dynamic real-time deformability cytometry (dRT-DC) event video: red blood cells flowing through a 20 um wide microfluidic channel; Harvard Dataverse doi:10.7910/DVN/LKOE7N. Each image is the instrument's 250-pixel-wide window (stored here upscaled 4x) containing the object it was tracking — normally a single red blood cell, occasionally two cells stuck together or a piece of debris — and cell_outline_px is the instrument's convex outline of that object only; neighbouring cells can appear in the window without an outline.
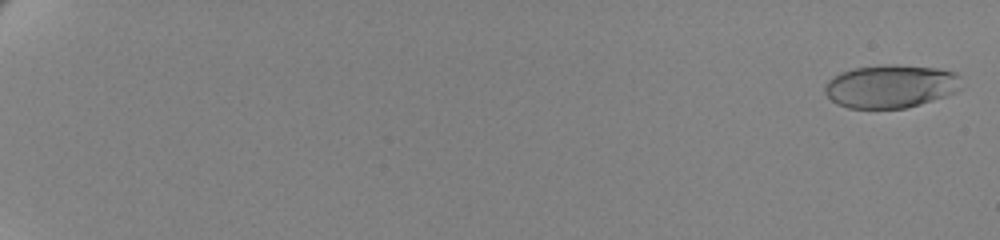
{"species": "human", "species_latin": "Homo sapiens", "temperature_condition": "cold", "stored_images_in_passage": 62, "camera_frame_rate_fps": 3000, "um_per_image_px": 0.085, "donor": {"sex": "female"}, "frame": {"image": 1, "passage_image": 1, "time_ms": 0.0, "image_size_px": [1000, 240], "cell_outline_px": [[960, 76], [956, 92], [920, 104], [904, 108], [848, 108], [836, 104], [824, 92], [824, 88], [828, 80], [840, 72], [852, 68], [884, 64], [896, 64], [936, 68], [956, 72]], "centroid_in_image_um": [75.66, 7.32], "position_along_channel_um": 9.3, "area_um2": 34.33}}
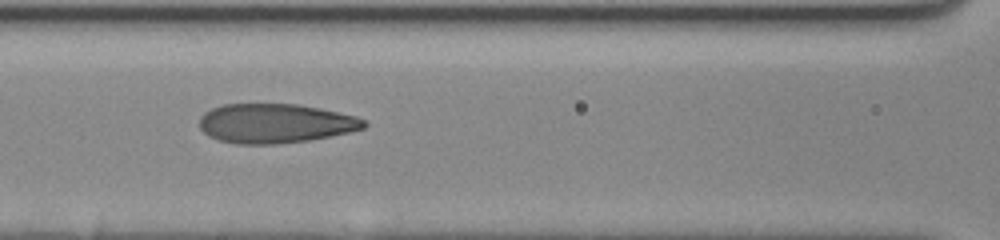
{"frame": {"image": 2, "passage_image": 32, "time_ms": 10.333, "image_size_px": [1000, 240], "cell_outline_px": [[368, 124], [364, 128], [348, 132], [308, 140], [276, 144], [236, 144], [220, 140], [208, 136], [200, 128], [200, 116], [204, 112], [212, 108], [224, 104], [296, 104], [320, 108], [356, 116], [364, 120]], "centroid_in_image_um": [23.37, 10.48], "position_along_channel_um": 143.2, "area_um2": 37.63}}
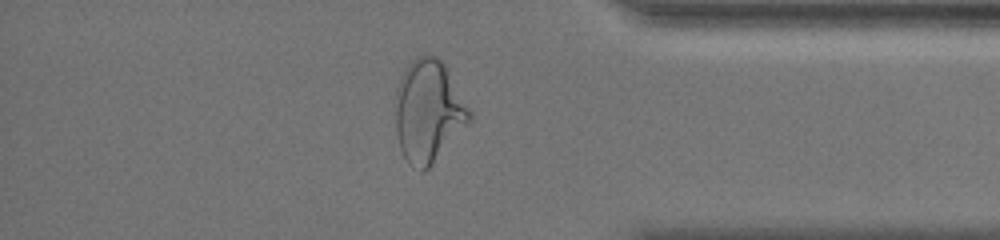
{"frame": {"image": 3, "passage_image": 55, "time_ms": 18.0, "image_size_px": [1000, 240], "cell_outline_px": [[472, 116], [432, 164], [424, 172], [420, 172], [408, 164], [400, 148], [396, 132], [396, 88], [404, 72], [412, 60], [416, 56], [436, 56], [444, 64], [472, 112]], "centroid_in_image_um": [36.38, 9.46], "position_along_channel_um": 398.8, "area_um2": 43.29}, "authors_computed_cell_mechanics": {"area_um2": 37.5989, "velocity_mm_per_s": 3.458, "shape_relaxation_time_tau1_ms": 5.5261, "shape_relaxation_time_tau2_ms": 0.8319, "deformation_change_tau1": 0.206, "deformation_change_tau2": 0.0736}}